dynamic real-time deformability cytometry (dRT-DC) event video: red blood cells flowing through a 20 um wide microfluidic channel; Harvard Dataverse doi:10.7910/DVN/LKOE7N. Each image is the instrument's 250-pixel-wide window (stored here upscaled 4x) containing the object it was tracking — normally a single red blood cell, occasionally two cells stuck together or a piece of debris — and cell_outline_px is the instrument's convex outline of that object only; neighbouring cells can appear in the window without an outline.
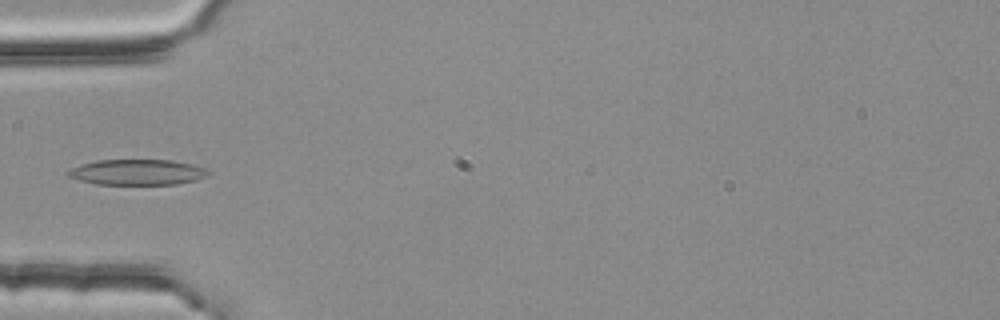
{"species": "common noctule bat (a hibernating species)", "species_latin": "Nyctalus noctula", "temperature_condition": "room temperature", "stored_images_in_passage": 4, "camera_frame_rate_fps": 3000, "um_per_image_px": 0.085, "animal": {"sex": "female", "body_mass_g": 25.1}, "frame": {"image": 1, "passage_image": 4, "time_ms": 1.0, "image_size_px": [1000, 320], "cell_outline_px": [[212, 172], [208, 176], [196, 180], [176, 184], [96, 184], [80, 180], [68, 176], [64, 172], [80, 164], [96, 160], [172, 160], [192, 164], [204, 168]], "centroid_in_image_um": [11.67, 14.63], "position_along_channel_um": 73.3, "area_um2": 20.98}}